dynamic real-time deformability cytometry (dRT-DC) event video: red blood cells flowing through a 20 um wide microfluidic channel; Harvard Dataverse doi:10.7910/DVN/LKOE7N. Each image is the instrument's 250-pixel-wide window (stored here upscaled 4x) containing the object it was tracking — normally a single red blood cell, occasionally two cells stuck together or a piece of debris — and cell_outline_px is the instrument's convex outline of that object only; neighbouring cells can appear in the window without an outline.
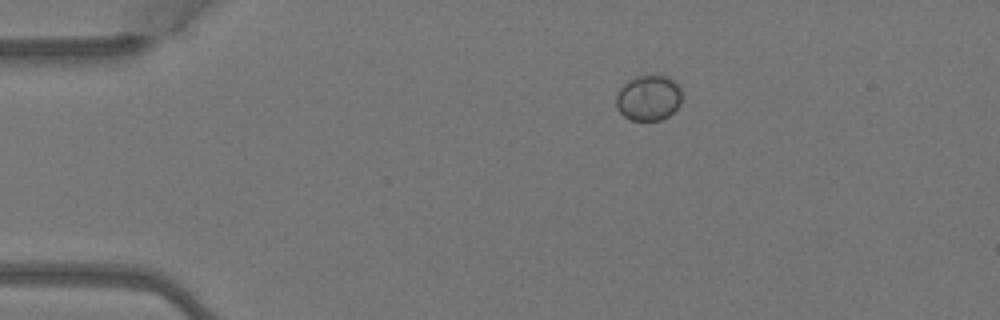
{"species": "Egyptian fruit bat (a non-hibernating species)", "species_latin": "Rousettus aegyptiacus", "temperature_condition": "warm", "stored_images_in_passage": 5, "camera_frame_rate_fps": 3000, "um_per_image_px": 0.085, "animal": {"sex": "female"}, "frame": {"image": 1, "passage_image": 1, "time_ms": 0.0, "image_size_px": [1000, 320], "cell_outline_px": [[680, 104], [668, 116], [660, 120], [632, 120], [624, 116], [616, 108], [616, 96], [620, 88], [628, 80], [636, 76], [668, 76], [680, 88]], "centroid_in_image_um": [55.09, 8.33], "position_along_channel_um": 29.9, "area_um2": 17.22}}
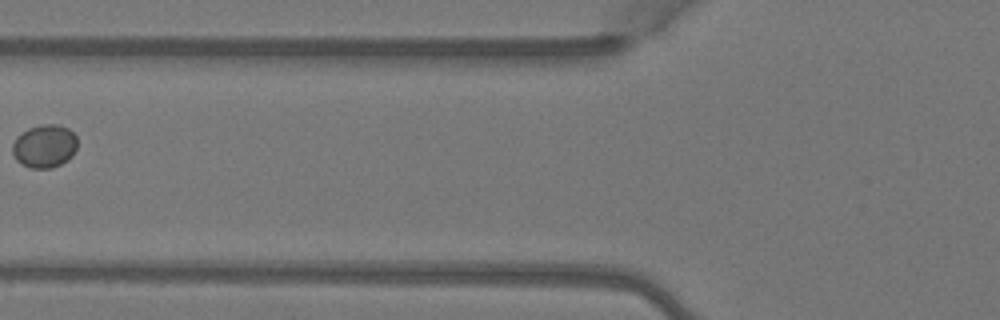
{"frame": {"image": 2, "passage_image": 4, "time_ms": 1.0, "image_size_px": [1000, 320], "cell_outline_px": [[76, 148], [72, 156], [68, 160], [52, 168], [32, 168], [20, 164], [16, 160], [12, 152], [12, 144], [16, 136], [28, 128], [40, 124], [56, 124], [68, 128], [76, 136]], "centroid_in_image_um": [3.76, 12.42], "position_along_channel_um": 122.0, "area_um2": 16.47}}
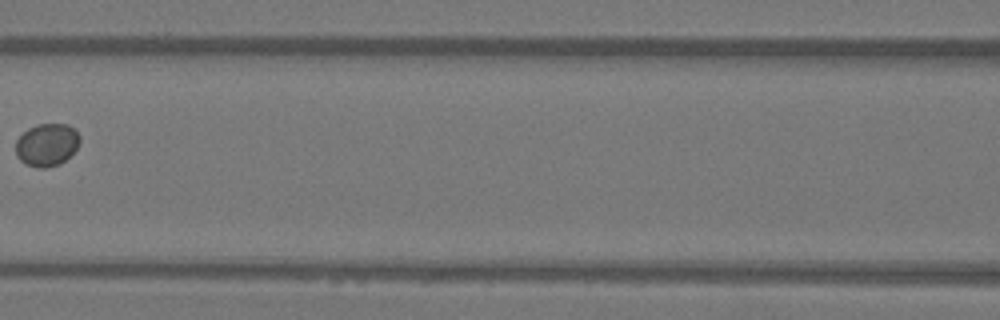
{"frame": {"image": 3, "passage_image": 5, "time_ms": 1.333, "image_size_px": [1000, 320], "cell_outline_px": [[80, 140], [76, 148], [60, 164], [48, 168], [36, 168], [24, 164], [16, 156], [16, 140], [28, 128], [36, 124], [68, 124], [80, 136]], "centroid_in_image_um": [3.95, 12.32], "position_along_channel_um": 162.7, "area_um2": 15.95}}